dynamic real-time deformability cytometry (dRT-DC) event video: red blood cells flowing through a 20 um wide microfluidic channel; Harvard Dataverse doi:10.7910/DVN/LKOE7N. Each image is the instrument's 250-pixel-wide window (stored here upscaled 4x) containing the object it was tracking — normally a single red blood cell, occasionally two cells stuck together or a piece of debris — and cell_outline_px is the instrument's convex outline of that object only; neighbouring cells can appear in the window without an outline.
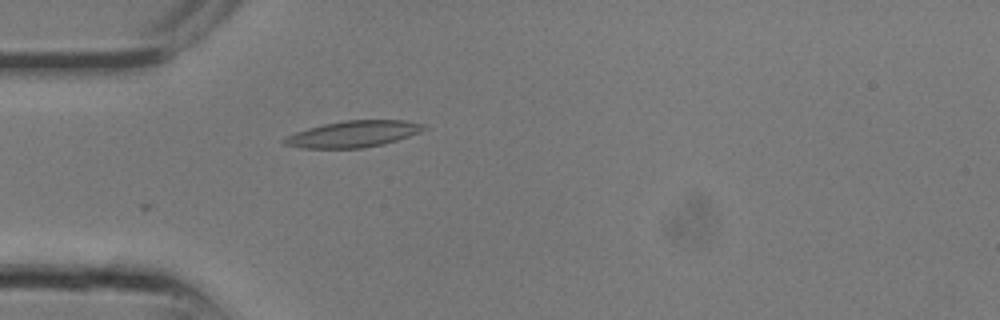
{"species": "common noctule bat (a hibernating species)", "species_latin": "Nyctalus noctula", "temperature_condition": "room temperature", "stored_images_in_passage": 4, "camera_frame_rate_fps": 3000, "um_per_image_px": 0.085, "animal": {"sex": "male", "body_mass_g": 13.3}, "frame": {"image": 1, "passage_image": 4, "time_ms": 1.0, "image_size_px": [1000, 320], "cell_outline_px": [[428, 128], [420, 132], [384, 144], [364, 148], [304, 148], [284, 144], [280, 140], [296, 132], [308, 128], [324, 124], [344, 120], [404, 120], [424, 124]], "centroid_in_image_um": [30.04, 11.39], "position_along_channel_um": 55.0, "area_um2": 21.39}}